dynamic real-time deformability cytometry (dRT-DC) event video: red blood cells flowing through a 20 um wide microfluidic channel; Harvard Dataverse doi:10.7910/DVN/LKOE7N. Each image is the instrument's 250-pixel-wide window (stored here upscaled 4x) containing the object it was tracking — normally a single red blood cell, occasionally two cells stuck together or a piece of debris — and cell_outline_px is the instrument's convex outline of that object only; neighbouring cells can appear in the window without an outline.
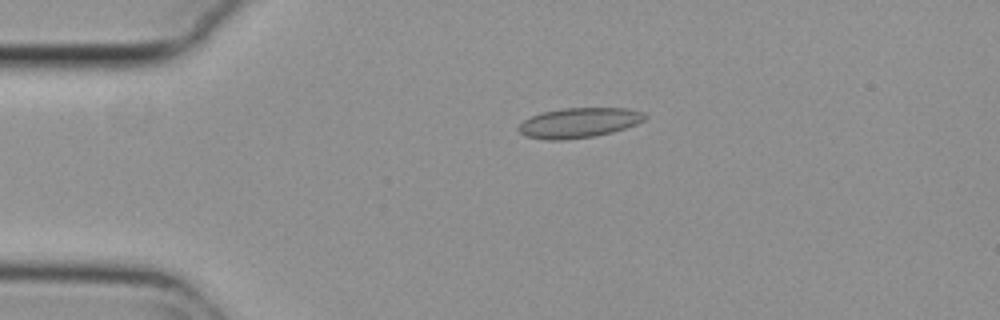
{"species": "common noctule bat (a hibernating species)", "species_latin": "Nyctalus noctula", "temperature_condition": "cold", "stored_images_in_passage": 44, "camera_frame_rate_fps": 3000, "um_per_image_px": 0.085, "animal": {"sex": "female", "body_mass_g": 29.2, "forearm_length_mm": 56.3}, "frame": {"image": 1, "passage_image": 1, "time_ms": 0.0, "image_size_px": [1000, 320], "cell_outline_px": [[648, 116], [644, 120], [636, 124], [612, 132], [592, 136], [564, 140], [548, 140], [524, 136], [516, 128], [524, 120], [540, 112], [564, 108], [628, 108], [644, 112]], "centroid_in_image_um": [49.2, 10.43], "position_along_channel_um": 35.8, "area_um2": 22.08}}
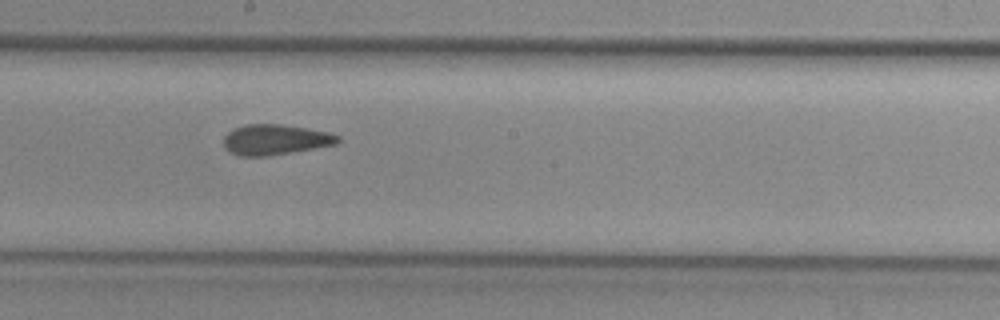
{"frame": {"image": 2, "passage_image": 19, "time_ms": 6.0, "image_size_px": [1000, 320], "cell_outline_px": [[340, 140], [336, 144], [268, 156], [240, 156], [228, 152], [224, 148], [224, 136], [228, 132], [244, 124], [280, 124], [328, 132], [340, 136]], "centroid_in_image_um": [23.36, 11.87], "position_along_channel_um": 224.8, "area_um2": 20.11}}
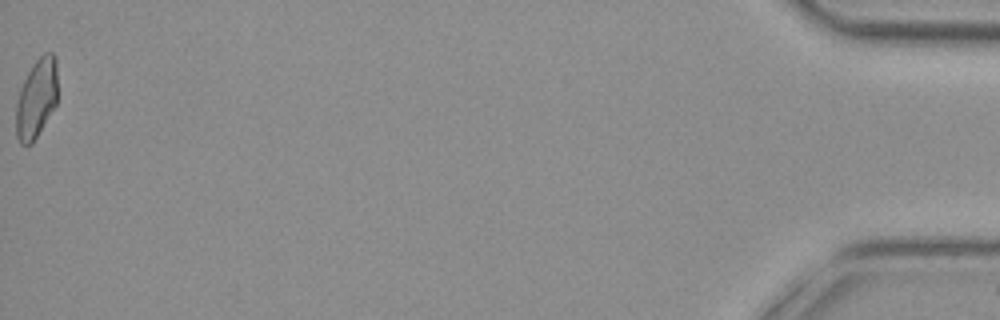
{"frame": {"image": 3, "passage_image": 44, "time_ms": 14.333, "image_size_px": [1000, 320], "cell_outline_px": [[56, 104], [32, 144], [20, 144], [16, 136], [16, 104], [20, 88], [28, 72], [36, 60], [44, 52], [52, 52], [56, 56]], "centroid_in_image_um": [3.09, 8.36], "position_along_channel_um": 432.1, "area_um2": 19.02}, "authors_computed_cell_mechanics": {"area_um2": 20.23, "velocity_mm_per_s": 3.7695, "shape_relaxation_time_tau1_ms": null, "shape_relaxation_time_tau2_ms": 2.1489, "deformation_change_tau1": null, "deformation_change_tau2": 0.0916}}